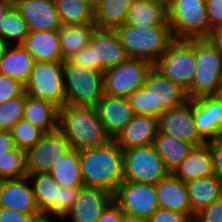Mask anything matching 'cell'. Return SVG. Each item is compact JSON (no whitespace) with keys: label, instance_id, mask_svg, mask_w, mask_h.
<instances>
[{"label":"cell","instance_id":"cell-1","mask_svg":"<svg viewBox=\"0 0 222 222\" xmlns=\"http://www.w3.org/2000/svg\"><path fill=\"white\" fill-rule=\"evenodd\" d=\"M83 185L112 195L123 182V150L114 140L78 151Z\"/></svg>","mask_w":222,"mask_h":222},{"label":"cell","instance_id":"cell-2","mask_svg":"<svg viewBox=\"0 0 222 222\" xmlns=\"http://www.w3.org/2000/svg\"><path fill=\"white\" fill-rule=\"evenodd\" d=\"M134 114L159 117L165 110L180 106L189 100L186 90L165 77L154 66L142 88L127 97Z\"/></svg>","mask_w":222,"mask_h":222},{"label":"cell","instance_id":"cell-3","mask_svg":"<svg viewBox=\"0 0 222 222\" xmlns=\"http://www.w3.org/2000/svg\"><path fill=\"white\" fill-rule=\"evenodd\" d=\"M58 129L71 149L78 151L102 146L111 140L96 107L64 105L59 108Z\"/></svg>","mask_w":222,"mask_h":222},{"label":"cell","instance_id":"cell-4","mask_svg":"<svg viewBox=\"0 0 222 222\" xmlns=\"http://www.w3.org/2000/svg\"><path fill=\"white\" fill-rule=\"evenodd\" d=\"M115 31L129 58L145 60L153 66L174 41L169 25L140 29L125 23Z\"/></svg>","mask_w":222,"mask_h":222},{"label":"cell","instance_id":"cell-5","mask_svg":"<svg viewBox=\"0 0 222 222\" xmlns=\"http://www.w3.org/2000/svg\"><path fill=\"white\" fill-rule=\"evenodd\" d=\"M167 21L174 40L206 38V0H167Z\"/></svg>","mask_w":222,"mask_h":222},{"label":"cell","instance_id":"cell-6","mask_svg":"<svg viewBox=\"0 0 222 222\" xmlns=\"http://www.w3.org/2000/svg\"><path fill=\"white\" fill-rule=\"evenodd\" d=\"M194 55L196 70L187 96H213L222 82V56L206 38L194 39Z\"/></svg>","mask_w":222,"mask_h":222},{"label":"cell","instance_id":"cell-7","mask_svg":"<svg viewBox=\"0 0 222 222\" xmlns=\"http://www.w3.org/2000/svg\"><path fill=\"white\" fill-rule=\"evenodd\" d=\"M64 89L67 105L96 107L104 94L103 72L65 60Z\"/></svg>","mask_w":222,"mask_h":222},{"label":"cell","instance_id":"cell-8","mask_svg":"<svg viewBox=\"0 0 222 222\" xmlns=\"http://www.w3.org/2000/svg\"><path fill=\"white\" fill-rule=\"evenodd\" d=\"M25 94L43 99L61 108L66 105L64 89V61L34 62L28 81L24 84Z\"/></svg>","mask_w":222,"mask_h":222},{"label":"cell","instance_id":"cell-9","mask_svg":"<svg viewBox=\"0 0 222 222\" xmlns=\"http://www.w3.org/2000/svg\"><path fill=\"white\" fill-rule=\"evenodd\" d=\"M168 174L153 144L123 150V181L156 185Z\"/></svg>","mask_w":222,"mask_h":222},{"label":"cell","instance_id":"cell-10","mask_svg":"<svg viewBox=\"0 0 222 222\" xmlns=\"http://www.w3.org/2000/svg\"><path fill=\"white\" fill-rule=\"evenodd\" d=\"M154 67L187 91L196 70L194 39L174 40Z\"/></svg>","mask_w":222,"mask_h":222},{"label":"cell","instance_id":"cell-11","mask_svg":"<svg viewBox=\"0 0 222 222\" xmlns=\"http://www.w3.org/2000/svg\"><path fill=\"white\" fill-rule=\"evenodd\" d=\"M152 67L153 65L145 60L128 58L119 65L105 70L104 93L110 96L128 97L142 88Z\"/></svg>","mask_w":222,"mask_h":222},{"label":"cell","instance_id":"cell-12","mask_svg":"<svg viewBox=\"0 0 222 222\" xmlns=\"http://www.w3.org/2000/svg\"><path fill=\"white\" fill-rule=\"evenodd\" d=\"M70 150V143L59 129L44 133L31 148L25 151L26 173L50 172L53 160L63 157Z\"/></svg>","mask_w":222,"mask_h":222},{"label":"cell","instance_id":"cell-13","mask_svg":"<svg viewBox=\"0 0 222 222\" xmlns=\"http://www.w3.org/2000/svg\"><path fill=\"white\" fill-rule=\"evenodd\" d=\"M113 201L124 214L151 217L159 208L155 185L123 181L113 194Z\"/></svg>","mask_w":222,"mask_h":222},{"label":"cell","instance_id":"cell-14","mask_svg":"<svg viewBox=\"0 0 222 222\" xmlns=\"http://www.w3.org/2000/svg\"><path fill=\"white\" fill-rule=\"evenodd\" d=\"M158 130L193 147L206 143L197 133L193 116V100L165 110L158 117Z\"/></svg>","mask_w":222,"mask_h":222},{"label":"cell","instance_id":"cell-15","mask_svg":"<svg viewBox=\"0 0 222 222\" xmlns=\"http://www.w3.org/2000/svg\"><path fill=\"white\" fill-rule=\"evenodd\" d=\"M113 195L97 187L82 186L78 190L74 205L66 218L70 222H96Z\"/></svg>","mask_w":222,"mask_h":222},{"label":"cell","instance_id":"cell-16","mask_svg":"<svg viewBox=\"0 0 222 222\" xmlns=\"http://www.w3.org/2000/svg\"><path fill=\"white\" fill-rule=\"evenodd\" d=\"M96 109L111 140L117 137L135 115L127 97L110 96L105 93L98 101Z\"/></svg>","mask_w":222,"mask_h":222},{"label":"cell","instance_id":"cell-17","mask_svg":"<svg viewBox=\"0 0 222 222\" xmlns=\"http://www.w3.org/2000/svg\"><path fill=\"white\" fill-rule=\"evenodd\" d=\"M193 116L197 133L205 142L222 136V104L214 96L193 99Z\"/></svg>","mask_w":222,"mask_h":222},{"label":"cell","instance_id":"cell-18","mask_svg":"<svg viewBox=\"0 0 222 222\" xmlns=\"http://www.w3.org/2000/svg\"><path fill=\"white\" fill-rule=\"evenodd\" d=\"M0 208L38 214L31 183L27 177L0 180Z\"/></svg>","mask_w":222,"mask_h":222},{"label":"cell","instance_id":"cell-19","mask_svg":"<svg viewBox=\"0 0 222 222\" xmlns=\"http://www.w3.org/2000/svg\"><path fill=\"white\" fill-rule=\"evenodd\" d=\"M14 6L29 31H53L61 26L54 0H18Z\"/></svg>","mask_w":222,"mask_h":222},{"label":"cell","instance_id":"cell-20","mask_svg":"<svg viewBox=\"0 0 222 222\" xmlns=\"http://www.w3.org/2000/svg\"><path fill=\"white\" fill-rule=\"evenodd\" d=\"M88 45L93 49L95 62H99L100 71L102 72L119 65L129 58L115 30L96 28L90 37Z\"/></svg>","mask_w":222,"mask_h":222},{"label":"cell","instance_id":"cell-21","mask_svg":"<svg viewBox=\"0 0 222 222\" xmlns=\"http://www.w3.org/2000/svg\"><path fill=\"white\" fill-rule=\"evenodd\" d=\"M158 132V118L152 115L135 114L133 119L114 139L122 149L152 145Z\"/></svg>","mask_w":222,"mask_h":222},{"label":"cell","instance_id":"cell-22","mask_svg":"<svg viewBox=\"0 0 222 222\" xmlns=\"http://www.w3.org/2000/svg\"><path fill=\"white\" fill-rule=\"evenodd\" d=\"M159 208L191 217V207L185 182L169 173L155 185Z\"/></svg>","mask_w":222,"mask_h":222},{"label":"cell","instance_id":"cell-23","mask_svg":"<svg viewBox=\"0 0 222 222\" xmlns=\"http://www.w3.org/2000/svg\"><path fill=\"white\" fill-rule=\"evenodd\" d=\"M172 174L185 183L200 177L213 176V156L208 144L192 147Z\"/></svg>","mask_w":222,"mask_h":222},{"label":"cell","instance_id":"cell-24","mask_svg":"<svg viewBox=\"0 0 222 222\" xmlns=\"http://www.w3.org/2000/svg\"><path fill=\"white\" fill-rule=\"evenodd\" d=\"M31 183L40 218H54L61 186L49 172L27 174Z\"/></svg>","mask_w":222,"mask_h":222},{"label":"cell","instance_id":"cell-25","mask_svg":"<svg viewBox=\"0 0 222 222\" xmlns=\"http://www.w3.org/2000/svg\"><path fill=\"white\" fill-rule=\"evenodd\" d=\"M126 24L140 29L169 25L167 21V1L133 0Z\"/></svg>","mask_w":222,"mask_h":222},{"label":"cell","instance_id":"cell-26","mask_svg":"<svg viewBox=\"0 0 222 222\" xmlns=\"http://www.w3.org/2000/svg\"><path fill=\"white\" fill-rule=\"evenodd\" d=\"M34 61L56 62L62 58L57 30L29 31L21 44Z\"/></svg>","mask_w":222,"mask_h":222},{"label":"cell","instance_id":"cell-27","mask_svg":"<svg viewBox=\"0 0 222 222\" xmlns=\"http://www.w3.org/2000/svg\"><path fill=\"white\" fill-rule=\"evenodd\" d=\"M185 185L190 201L191 217L222 197V182L215 175L200 177L186 182Z\"/></svg>","mask_w":222,"mask_h":222},{"label":"cell","instance_id":"cell-28","mask_svg":"<svg viewBox=\"0 0 222 222\" xmlns=\"http://www.w3.org/2000/svg\"><path fill=\"white\" fill-rule=\"evenodd\" d=\"M133 0H97L94 24L101 30H116L126 23Z\"/></svg>","mask_w":222,"mask_h":222},{"label":"cell","instance_id":"cell-29","mask_svg":"<svg viewBox=\"0 0 222 222\" xmlns=\"http://www.w3.org/2000/svg\"><path fill=\"white\" fill-rule=\"evenodd\" d=\"M33 57L22 45H9L0 59V74L25 84L34 65Z\"/></svg>","mask_w":222,"mask_h":222},{"label":"cell","instance_id":"cell-30","mask_svg":"<svg viewBox=\"0 0 222 222\" xmlns=\"http://www.w3.org/2000/svg\"><path fill=\"white\" fill-rule=\"evenodd\" d=\"M24 119L49 133L58 129L59 108L46 100L26 95Z\"/></svg>","mask_w":222,"mask_h":222},{"label":"cell","instance_id":"cell-31","mask_svg":"<svg viewBox=\"0 0 222 222\" xmlns=\"http://www.w3.org/2000/svg\"><path fill=\"white\" fill-rule=\"evenodd\" d=\"M95 29V24H61L57 33L62 58L67 60L71 55L87 46Z\"/></svg>","mask_w":222,"mask_h":222},{"label":"cell","instance_id":"cell-32","mask_svg":"<svg viewBox=\"0 0 222 222\" xmlns=\"http://www.w3.org/2000/svg\"><path fill=\"white\" fill-rule=\"evenodd\" d=\"M52 164L49 173L61 187L80 188L84 186L78 150L71 149L63 157L53 160Z\"/></svg>","mask_w":222,"mask_h":222},{"label":"cell","instance_id":"cell-33","mask_svg":"<svg viewBox=\"0 0 222 222\" xmlns=\"http://www.w3.org/2000/svg\"><path fill=\"white\" fill-rule=\"evenodd\" d=\"M153 145L169 173L175 171L193 147L191 144L161 133L159 130L154 138Z\"/></svg>","mask_w":222,"mask_h":222},{"label":"cell","instance_id":"cell-34","mask_svg":"<svg viewBox=\"0 0 222 222\" xmlns=\"http://www.w3.org/2000/svg\"><path fill=\"white\" fill-rule=\"evenodd\" d=\"M61 24H94V7L82 0H54Z\"/></svg>","mask_w":222,"mask_h":222},{"label":"cell","instance_id":"cell-35","mask_svg":"<svg viewBox=\"0 0 222 222\" xmlns=\"http://www.w3.org/2000/svg\"><path fill=\"white\" fill-rule=\"evenodd\" d=\"M28 33L26 21L13 5L1 19L0 36L9 45H21Z\"/></svg>","mask_w":222,"mask_h":222},{"label":"cell","instance_id":"cell-36","mask_svg":"<svg viewBox=\"0 0 222 222\" xmlns=\"http://www.w3.org/2000/svg\"><path fill=\"white\" fill-rule=\"evenodd\" d=\"M26 175L25 151L16 147L0 155V180L19 179Z\"/></svg>","mask_w":222,"mask_h":222},{"label":"cell","instance_id":"cell-37","mask_svg":"<svg viewBox=\"0 0 222 222\" xmlns=\"http://www.w3.org/2000/svg\"><path fill=\"white\" fill-rule=\"evenodd\" d=\"M26 94L13 97L0 105V130L11 131L13 126L24 118Z\"/></svg>","mask_w":222,"mask_h":222},{"label":"cell","instance_id":"cell-38","mask_svg":"<svg viewBox=\"0 0 222 222\" xmlns=\"http://www.w3.org/2000/svg\"><path fill=\"white\" fill-rule=\"evenodd\" d=\"M11 134L15 146L26 151L43 136L44 132L23 118L13 126Z\"/></svg>","mask_w":222,"mask_h":222},{"label":"cell","instance_id":"cell-39","mask_svg":"<svg viewBox=\"0 0 222 222\" xmlns=\"http://www.w3.org/2000/svg\"><path fill=\"white\" fill-rule=\"evenodd\" d=\"M79 188L61 187L59 201L55 205V219L63 220L71 211L77 198Z\"/></svg>","mask_w":222,"mask_h":222},{"label":"cell","instance_id":"cell-40","mask_svg":"<svg viewBox=\"0 0 222 222\" xmlns=\"http://www.w3.org/2000/svg\"><path fill=\"white\" fill-rule=\"evenodd\" d=\"M24 93L25 86L21 81L0 74V105Z\"/></svg>","mask_w":222,"mask_h":222},{"label":"cell","instance_id":"cell-41","mask_svg":"<svg viewBox=\"0 0 222 222\" xmlns=\"http://www.w3.org/2000/svg\"><path fill=\"white\" fill-rule=\"evenodd\" d=\"M71 64L100 71L99 62H95L93 49L89 45L80 49L67 59Z\"/></svg>","mask_w":222,"mask_h":222},{"label":"cell","instance_id":"cell-42","mask_svg":"<svg viewBox=\"0 0 222 222\" xmlns=\"http://www.w3.org/2000/svg\"><path fill=\"white\" fill-rule=\"evenodd\" d=\"M194 217L197 222H222V197Z\"/></svg>","mask_w":222,"mask_h":222},{"label":"cell","instance_id":"cell-43","mask_svg":"<svg viewBox=\"0 0 222 222\" xmlns=\"http://www.w3.org/2000/svg\"><path fill=\"white\" fill-rule=\"evenodd\" d=\"M206 12L209 22V32L222 26V0H206Z\"/></svg>","mask_w":222,"mask_h":222},{"label":"cell","instance_id":"cell-44","mask_svg":"<svg viewBox=\"0 0 222 222\" xmlns=\"http://www.w3.org/2000/svg\"><path fill=\"white\" fill-rule=\"evenodd\" d=\"M213 156L214 175L222 182V136L206 142Z\"/></svg>","mask_w":222,"mask_h":222},{"label":"cell","instance_id":"cell-45","mask_svg":"<svg viewBox=\"0 0 222 222\" xmlns=\"http://www.w3.org/2000/svg\"><path fill=\"white\" fill-rule=\"evenodd\" d=\"M38 214L21 213L8 208H0V222H35Z\"/></svg>","mask_w":222,"mask_h":222},{"label":"cell","instance_id":"cell-46","mask_svg":"<svg viewBox=\"0 0 222 222\" xmlns=\"http://www.w3.org/2000/svg\"><path fill=\"white\" fill-rule=\"evenodd\" d=\"M188 218L176 211L158 208L157 211L148 218L149 222H185Z\"/></svg>","mask_w":222,"mask_h":222},{"label":"cell","instance_id":"cell-47","mask_svg":"<svg viewBox=\"0 0 222 222\" xmlns=\"http://www.w3.org/2000/svg\"><path fill=\"white\" fill-rule=\"evenodd\" d=\"M124 213L112 200L103 210L96 222H123Z\"/></svg>","mask_w":222,"mask_h":222},{"label":"cell","instance_id":"cell-48","mask_svg":"<svg viewBox=\"0 0 222 222\" xmlns=\"http://www.w3.org/2000/svg\"><path fill=\"white\" fill-rule=\"evenodd\" d=\"M14 139L11 131L0 130V155L15 149Z\"/></svg>","mask_w":222,"mask_h":222},{"label":"cell","instance_id":"cell-49","mask_svg":"<svg viewBox=\"0 0 222 222\" xmlns=\"http://www.w3.org/2000/svg\"><path fill=\"white\" fill-rule=\"evenodd\" d=\"M206 39L216 48L222 56V26L212 29Z\"/></svg>","mask_w":222,"mask_h":222},{"label":"cell","instance_id":"cell-50","mask_svg":"<svg viewBox=\"0 0 222 222\" xmlns=\"http://www.w3.org/2000/svg\"><path fill=\"white\" fill-rule=\"evenodd\" d=\"M123 222H149L147 218L124 214Z\"/></svg>","mask_w":222,"mask_h":222},{"label":"cell","instance_id":"cell-51","mask_svg":"<svg viewBox=\"0 0 222 222\" xmlns=\"http://www.w3.org/2000/svg\"><path fill=\"white\" fill-rule=\"evenodd\" d=\"M10 3L0 2V22L5 13L12 7Z\"/></svg>","mask_w":222,"mask_h":222},{"label":"cell","instance_id":"cell-52","mask_svg":"<svg viewBox=\"0 0 222 222\" xmlns=\"http://www.w3.org/2000/svg\"><path fill=\"white\" fill-rule=\"evenodd\" d=\"M9 44L0 36V59L4 55Z\"/></svg>","mask_w":222,"mask_h":222},{"label":"cell","instance_id":"cell-53","mask_svg":"<svg viewBox=\"0 0 222 222\" xmlns=\"http://www.w3.org/2000/svg\"><path fill=\"white\" fill-rule=\"evenodd\" d=\"M213 96L222 104V82L216 89V92Z\"/></svg>","mask_w":222,"mask_h":222},{"label":"cell","instance_id":"cell-54","mask_svg":"<svg viewBox=\"0 0 222 222\" xmlns=\"http://www.w3.org/2000/svg\"><path fill=\"white\" fill-rule=\"evenodd\" d=\"M54 221L57 222V219H53V218H40V219H37L35 222H54Z\"/></svg>","mask_w":222,"mask_h":222},{"label":"cell","instance_id":"cell-55","mask_svg":"<svg viewBox=\"0 0 222 222\" xmlns=\"http://www.w3.org/2000/svg\"><path fill=\"white\" fill-rule=\"evenodd\" d=\"M18 0H0V2H4V3H10L12 5H14Z\"/></svg>","mask_w":222,"mask_h":222},{"label":"cell","instance_id":"cell-56","mask_svg":"<svg viewBox=\"0 0 222 222\" xmlns=\"http://www.w3.org/2000/svg\"><path fill=\"white\" fill-rule=\"evenodd\" d=\"M90 3L93 7H95L97 0H82Z\"/></svg>","mask_w":222,"mask_h":222},{"label":"cell","instance_id":"cell-57","mask_svg":"<svg viewBox=\"0 0 222 222\" xmlns=\"http://www.w3.org/2000/svg\"><path fill=\"white\" fill-rule=\"evenodd\" d=\"M185 222H197L195 217L188 218Z\"/></svg>","mask_w":222,"mask_h":222}]
</instances>
